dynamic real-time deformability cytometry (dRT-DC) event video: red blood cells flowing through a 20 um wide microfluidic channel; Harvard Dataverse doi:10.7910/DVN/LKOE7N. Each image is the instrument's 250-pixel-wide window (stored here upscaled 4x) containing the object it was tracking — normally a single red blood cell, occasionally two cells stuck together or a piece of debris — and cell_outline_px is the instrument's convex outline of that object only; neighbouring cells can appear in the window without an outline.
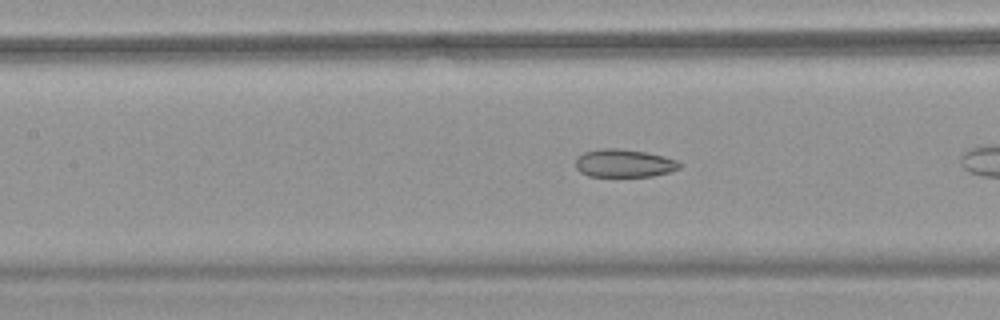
{"species": "common noctule bat (a hibernating species)", "species_latin": "Nyctalus noctula", "temperature_condition": "warm", "stored_images_in_passage": 27, "camera_frame_rate_fps": 3000, "um_per_image_px": 0.085, "animal": {"sex": "female", "body_mass_g": 18.4}, "frame": {"image": 1, "passage_image": 8, "time_ms": 2.333, "image_size_px": [1000, 320], "cell_outline_px": [[680, 168], [672, 172], [652, 176], [588, 176], [580, 172], [576, 168], [576, 156], [584, 152], [604, 148], [616, 148], [644, 152], [664, 156], [676, 160], [680, 164]], "centroid_in_image_um": [53.03, 13.88], "position_along_channel_um": 154.4, "area_um2": 16.94}}
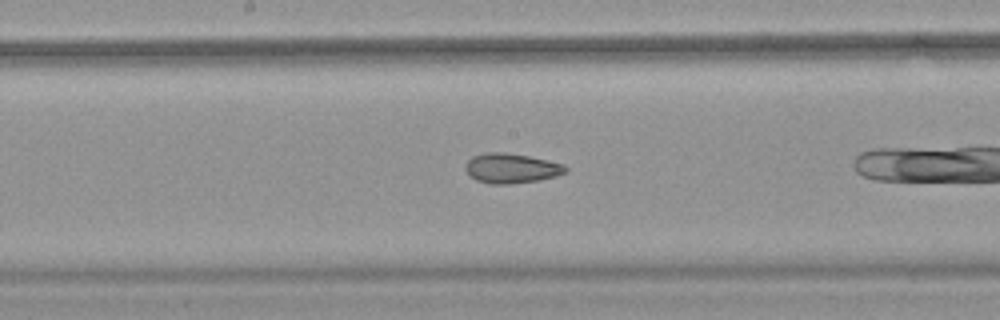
{"frame": {"image": 2, "passage_image": 12, "time_ms": 3.667, "image_size_px": [1000, 320], "cell_outline_px": [[568, 172], [556, 176], [536, 180], [508, 184], [488, 184], [476, 180], [464, 168], [468, 160], [472, 156], [484, 152], [504, 152], [528, 156], [564, 164], [568, 168]], "centroid_in_image_um": [43.46, 14.29], "position_along_channel_um": 204.7, "area_um2": 17.34}}